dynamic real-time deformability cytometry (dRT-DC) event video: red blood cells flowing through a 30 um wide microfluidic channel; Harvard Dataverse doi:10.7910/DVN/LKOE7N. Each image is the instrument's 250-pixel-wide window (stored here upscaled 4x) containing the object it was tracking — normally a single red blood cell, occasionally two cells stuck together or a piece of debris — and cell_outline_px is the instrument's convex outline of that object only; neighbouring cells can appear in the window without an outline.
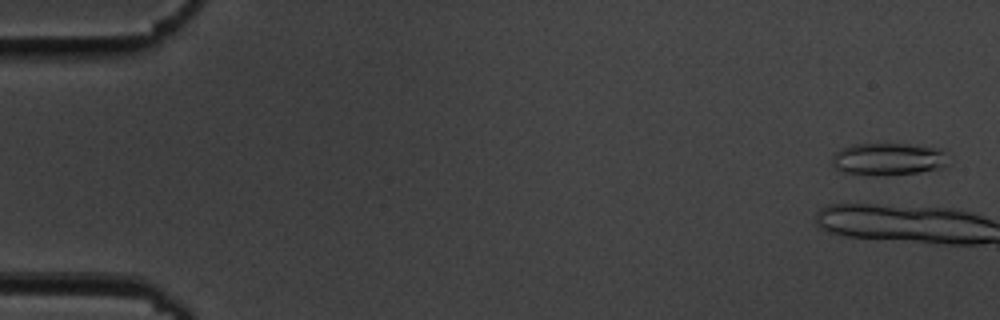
{"species": "common noctule bat (a hibernating species)", "species_latin": "Nyctalus noctula", "temperature_condition": "cold", "stored_images_in_passage": 4, "camera_frame_rate_fps": 3000, "um_per_image_px": 0.085, "animal": {"sex": "male", "body_mass_g": 19.5, "forearm_length_mm": 54.6}, "frame": {"image": 1, "passage_image": 2, "time_ms": 0.333, "image_size_px": [1000, 320], "cell_outline_px": [[952, 156], [948, 164], [944, 168], [920, 172], [884, 176], [844, 172], [836, 168], [832, 164], [832, 156], [840, 148], [852, 144], [880, 140], [944, 148]], "centroid_in_image_um": [75.61, 13.46], "position_along_channel_um": 9.4, "area_um2": 23.52}}